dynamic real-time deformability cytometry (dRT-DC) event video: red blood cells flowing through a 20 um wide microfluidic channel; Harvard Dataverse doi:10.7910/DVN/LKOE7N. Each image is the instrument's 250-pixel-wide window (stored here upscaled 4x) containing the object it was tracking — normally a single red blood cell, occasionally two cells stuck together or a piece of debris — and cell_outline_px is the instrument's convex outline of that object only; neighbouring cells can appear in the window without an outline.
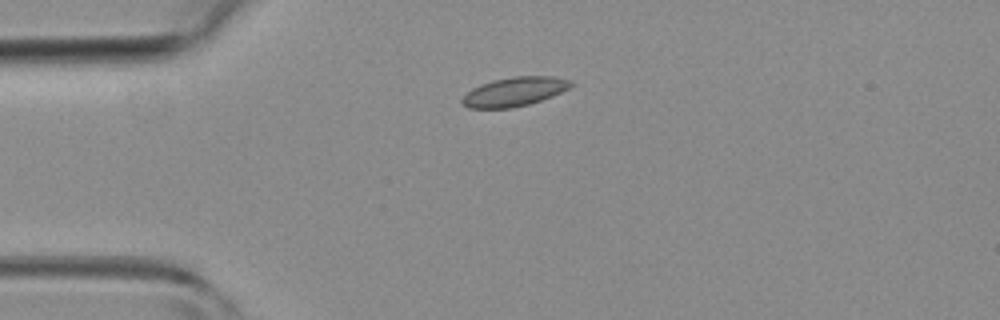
{"species": "common noctule bat (a hibernating species)", "species_latin": "Nyctalus noctula", "temperature_condition": "room temperature", "stored_images_in_passage": 4, "camera_frame_rate_fps": 3000, "um_per_image_px": 0.085, "animal": {"sex": "female", "body_mass_g": 19.3, "forearm_length_mm": 54.1}, "frame": {"image": 1, "passage_image": 4, "time_ms": 3.333, "image_size_px": [1000, 320], "cell_outline_px": [[572, 84], [568, 88], [552, 96], [528, 104], [512, 108], [468, 108], [460, 100], [472, 88], [480, 84], [492, 80], [512, 76], [552, 76], [572, 80]], "centroid_in_image_um": [43.71, 7.78], "position_along_channel_um": 41.3, "area_um2": 18.32}}